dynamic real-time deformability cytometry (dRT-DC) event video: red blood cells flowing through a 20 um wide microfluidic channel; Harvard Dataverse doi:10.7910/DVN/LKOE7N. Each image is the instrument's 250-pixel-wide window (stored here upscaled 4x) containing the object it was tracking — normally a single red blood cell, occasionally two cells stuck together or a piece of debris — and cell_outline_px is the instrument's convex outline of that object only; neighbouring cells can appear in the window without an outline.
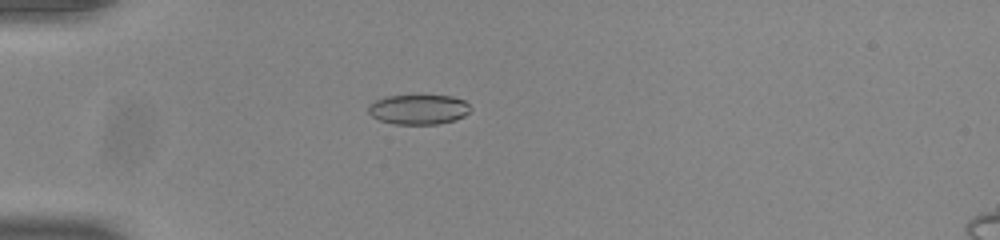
{"species": "common noctule bat (a hibernating species)", "species_latin": "Nyctalus noctula", "temperature_condition": "room temperature", "stored_images_in_passage": 54, "camera_frame_rate_fps": 3000, "um_per_image_px": 0.085, "animal": {"sex": "male", "body_mass_g": 20.0, "forearm_length_mm": 53.3}, "frame": {"image": 1, "passage_image": 16, "time_ms": 5.0, "image_size_px": [1000, 240], "cell_outline_px": [[472, 108], [464, 116], [456, 120], [436, 124], [396, 124], [380, 120], [372, 116], [368, 112], [368, 104], [384, 96], [452, 96], [464, 100]], "centroid_in_image_um": [35.58, 9.3], "position_along_channel_um": 49.4, "area_um2": 17.74}}
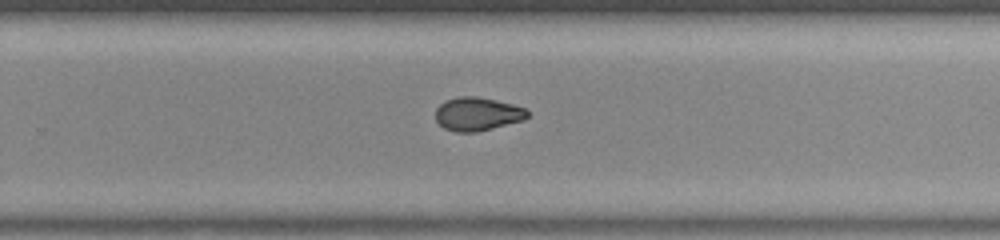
{"frame": {"image": 2, "passage_image": 36, "time_ms": 11.667, "image_size_px": [1000, 240], "cell_outline_px": [[528, 116], [524, 120], [476, 132], [456, 132], [444, 128], [436, 120], [436, 108], [444, 100], [456, 96], [476, 96], [496, 100], [512, 104], [524, 108], [528, 112]], "centroid_in_image_um": [40.55, 9.68], "position_along_channel_um": 289.2, "area_um2": 17.92}}
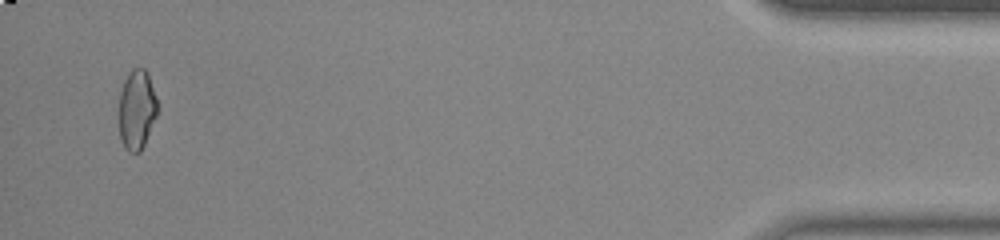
{"frame": {"image": 3, "passage_image": 52, "time_ms": 17.0, "image_size_px": [1000, 240], "cell_outline_px": [[156, 116], [144, 144], [140, 152], [128, 152], [124, 148], [120, 140], [120, 92], [124, 80], [128, 72], [132, 68], [144, 68], [148, 72], [156, 96]], "centroid_in_image_um": [11.62, 9.3], "position_along_channel_um": 423.6, "area_um2": 17.74}, "authors_computed_cell_mechanics": {"area_um2": 18.5249, "velocity_mm_per_s": 3.9101, "shape_relaxation_time_tau1_ms": null, "shape_relaxation_time_tau2_ms": 1.9416, "deformation_change_tau1": null, "deformation_change_tau2": 0.063}}